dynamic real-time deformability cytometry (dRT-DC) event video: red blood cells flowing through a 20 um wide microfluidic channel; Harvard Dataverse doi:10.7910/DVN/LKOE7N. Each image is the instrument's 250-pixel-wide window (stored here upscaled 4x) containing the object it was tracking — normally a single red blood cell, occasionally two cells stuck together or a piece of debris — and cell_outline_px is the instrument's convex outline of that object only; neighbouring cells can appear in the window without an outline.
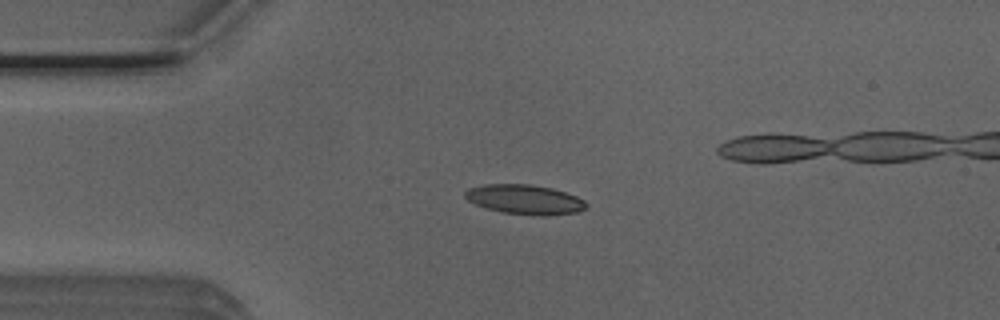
{"species": "Egyptian fruit bat (a non-hibernating species)", "species_latin": "Rousettus aegyptiacus", "temperature_condition": "room temperature", "stored_images_in_passage": 9, "camera_frame_rate_fps": 3000, "um_per_image_px": 0.085, "animal": {"sex": "male"}, "frame": {"image": 1, "passage_image": 2, "time_ms": 0.333, "image_size_px": [1000, 320], "cell_outline_px": [[588, 208], [576, 212], [544, 216], [504, 212], [488, 208], [476, 204], [468, 200], [464, 196], [464, 192], [468, 188], [484, 184], [532, 184], [552, 188], [576, 196], [584, 200], [588, 204]], "centroid_in_image_um": [44.62, 16.94], "position_along_channel_um": 40.4, "area_um2": 20.81}}